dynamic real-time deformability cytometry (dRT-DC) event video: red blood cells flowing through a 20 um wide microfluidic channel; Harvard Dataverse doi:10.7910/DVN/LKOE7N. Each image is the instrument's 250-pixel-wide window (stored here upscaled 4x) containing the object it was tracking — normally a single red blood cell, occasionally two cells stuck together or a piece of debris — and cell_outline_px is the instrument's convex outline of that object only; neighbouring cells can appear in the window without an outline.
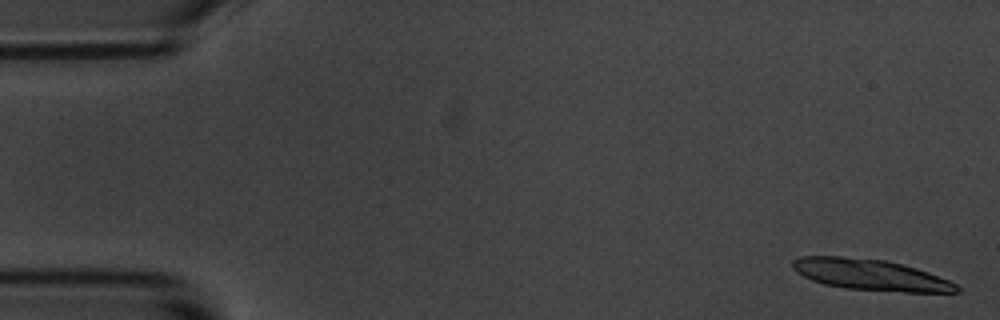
{"species": "common noctule bat (a hibernating species)", "species_latin": "Nyctalus noctula", "temperature_condition": "room temperature", "stored_images_in_passage": 16, "camera_frame_rate_fps": 3000, "um_per_image_px": 0.085, "animal": {"sex": "male", "body_mass_g": 20.1, "forearm_length_mm": 53.5}, "frame": {"image": 1, "passage_image": 2, "time_ms": 0.333, "image_size_px": [1000, 320], "cell_outline_px": [[960, 292], [904, 292], [844, 288], [824, 284], [812, 280], [796, 272], [792, 268], [792, 260], [800, 256], [840, 256], [884, 260], [916, 268], [948, 280], [956, 284], [960, 288]], "centroid_in_image_um": [73.95, 23.36], "position_along_channel_um": 11.0, "area_um2": 29.48}}